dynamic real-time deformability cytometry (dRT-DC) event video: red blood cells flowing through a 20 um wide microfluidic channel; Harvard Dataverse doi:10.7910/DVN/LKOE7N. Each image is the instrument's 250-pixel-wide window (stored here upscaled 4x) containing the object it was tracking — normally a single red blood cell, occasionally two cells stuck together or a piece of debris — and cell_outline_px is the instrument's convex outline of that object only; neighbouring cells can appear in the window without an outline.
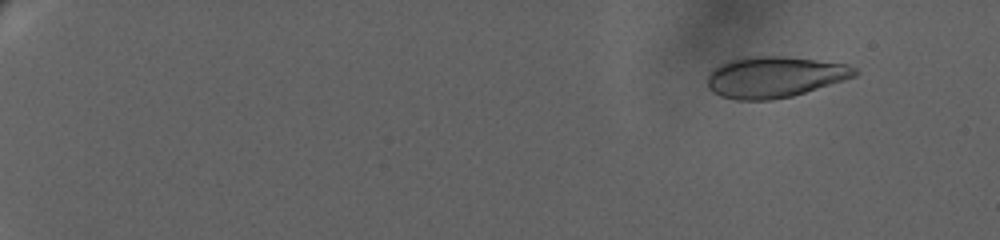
{"species": "human", "species_latin": "Homo sapiens", "temperature_condition": "warm", "stored_images_in_passage": 37, "camera_frame_rate_fps": 3000, "um_per_image_px": 0.085, "donor": {"sex": "female"}, "frame": {"image": 1, "passage_image": 3, "time_ms": 2.333, "image_size_px": [1000, 240], "cell_outline_px": [[860, 72], [856, 76], [844, 80], [792, 96], [772, 100], [736, 100], [720, 96], [712, 92], [708, 88], [708, 72], [712, 68], [728, 60], [740, 56], [784, 56], [848, 64], [856, 68]], "centroid_in_image_um": [65.8, 6.53], "position_along_channel_um": 19.2, "area_um2": 35.66}}
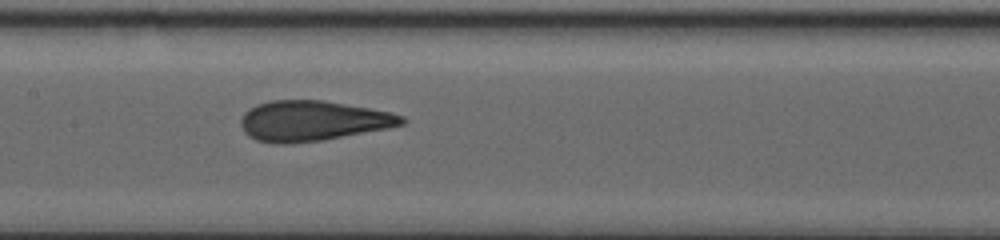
{"frame": {"image": 2, "passage_image": 21, "time_ms": 13.333, "image_size_px": [1000, 240], "cell_outline_px": [[408, 120], [404, 124], [388, 128], [320, 140], [284, 144], [280, 144], [256, 140], [248, 136], [244, 132], [240, 124], [240, 120], [244, 112], [248, 108], [256, 104], [272, 100], [324, 100], [392, 112], [404, 116]], "centroid_in_image_um": [26.56, 10.26], "position_along_channel_um": 180.8, "area_um2": 37.8}}
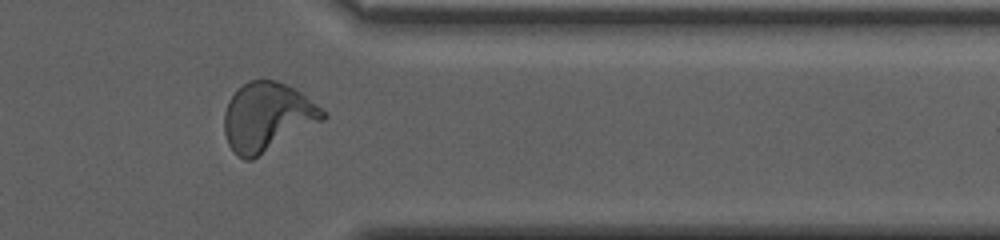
{"frame": {"image": 3, "passage_image": 34, "time_ms": 20.0, "image_size_px": [1000, 240], "cell_outline_px": [[328, 116], [324, 120], [252, 160], [244, 160], [236, 156], [232, 152], [228, 144], [224, 132], [224, 112], [228, 100], [236, 88], [248, 80], [276, 80], [288, 84], [300, 92], [328, 112]], "centroid_in_image_um": [22.7, 9.93], "position_along_channel_um": 388.7, "area_um2": 40.0}, "authors_computed_cell_mechanics": {"area_um2": 37.281, "velocity_mm_per_s": 3.1569, "shape_relaxation_time_tau1_ms": 7.7618, "shape_relaxation_time_tau2_ms": 0.9011, "deformation_change_tau1": 0.2329, "deformation_change_tau2": 0.074}}